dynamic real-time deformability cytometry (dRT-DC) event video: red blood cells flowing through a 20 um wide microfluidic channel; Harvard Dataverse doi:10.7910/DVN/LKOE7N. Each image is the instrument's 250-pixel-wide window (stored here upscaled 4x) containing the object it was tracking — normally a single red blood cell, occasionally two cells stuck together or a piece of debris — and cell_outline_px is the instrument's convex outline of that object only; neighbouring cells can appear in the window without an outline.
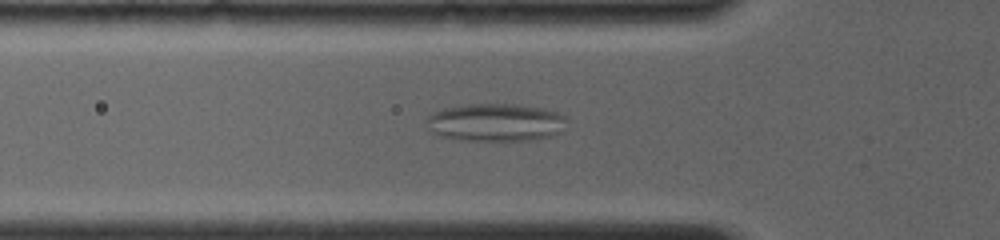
{"species": "common noctule bat (a hibernating species)", "species_latin": "Nyctalus noctula", "temperature_condition": "room temperature", "stored_images_in_passage": 55, "camera_frame_rate_fps": 4000, "um_per_image_px": 0.085, "animal": {"sex": "female", "body_mass_g": 19.0, "forearm_length_mm": 56.7}, "frame": {"image": 1, "passage_image": 20, "time_ms": 5.5, "image_size_px": [1000, 240], "cell_outline_px": [[564, 132], [552, 136], [536, 140], [460, 140], [440, 136], [432, 132], [424, 124], [428, 116], [432, 112], [444, 108], [468, 104], [516, 104], [544, 108], [556, 112], [564, 116]], "centroid_in_image_um": [42.11, 10.41], "position_along_channel_um": 83.7, "area_um2": 31.21}}
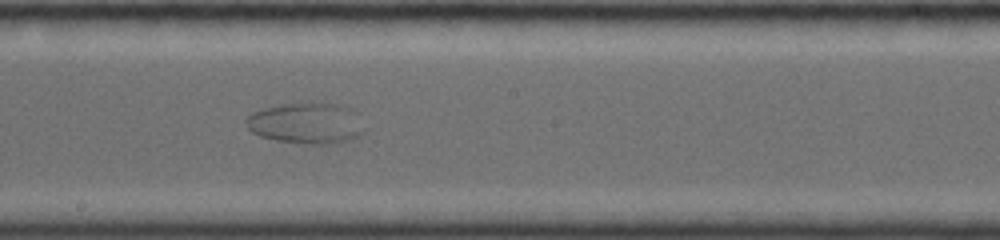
{"frame": {"image": 2, "passage_image": 36, "time_ms": 9.25, "image_size_px": [1000, 240], "cell_outline_px": [[364, 132], [360, 136], [352, 140], [328, 144], [304, 144], [276, 140], [260, 136], [252, 132], [248, 128], [244, 120], [252, 112], [264, 108], [312, 100], [320, 100], [352, 108], [356, 112]], "centroid_in_image_um": [26.05, 10.45], "position_along_channel_um": 222.1, "area_um2": 28.84}}
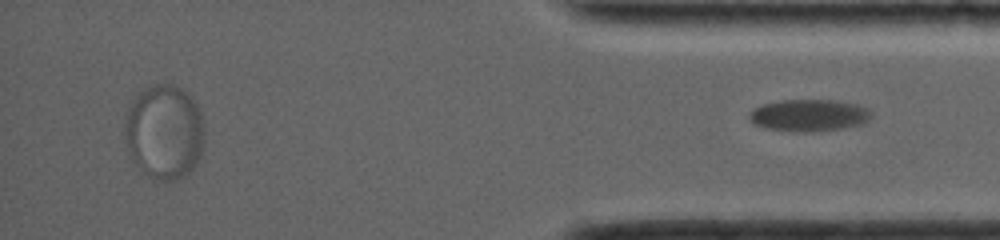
{"frame": {"image": 3, "passage_image": 55, "time_ms": 15.75, "image_size_px": [1000, 240], "cell_outline_px": [[872, 116], [864, 124], [844, 128], [812, 132], [764, 128], [752, 124], [748, 116], [752, 108], [760, 104], [784, 100], [836, 100], [856, 104], [868, 108], [872, 112]], "centroid_in_image_um": [68.76, 9.79], "position_along_channel_um": 366.4, "area_um2": 22.95}}